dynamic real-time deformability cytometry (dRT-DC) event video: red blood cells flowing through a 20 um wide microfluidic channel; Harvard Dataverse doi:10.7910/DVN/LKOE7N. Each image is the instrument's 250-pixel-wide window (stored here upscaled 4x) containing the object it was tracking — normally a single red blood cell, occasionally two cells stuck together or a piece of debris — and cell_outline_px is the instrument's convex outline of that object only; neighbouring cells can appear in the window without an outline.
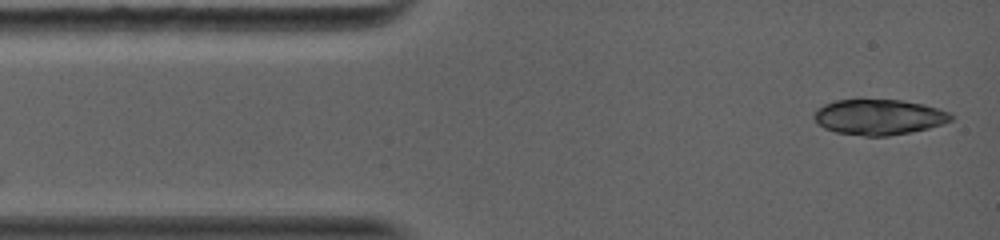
{"species": "common noctule bat (a hibernating species)", "species_latin": "Nyctalus noctula", "temperature_condition": "warm", "stored_images_in_passage": 4, "camera_frame_rate_fps": 5000, "um_per_image_px": 0.085, "animal": {"sex": "female", "body_mass_g": 19.0, "forearm_length_mm": 56.7}, "frame": {"image": 1, "passage_image": 1, "time_ms": 0.0, "image_size_px": [1000, 240], "cell_outline_px": [[952, 120], [928, 128], [912, 132], [888, 136], [864, 136], [836, 132], [824, 128], [816, 120], [816, 108], [824, 104], [836, 100], [860, 96], [900, 100], [924, 104], [952, 112]], "centroid_in_image_um": [74.7, 9.9], "position_along_channel_um": 10.3, "area_um2": 29.07}}